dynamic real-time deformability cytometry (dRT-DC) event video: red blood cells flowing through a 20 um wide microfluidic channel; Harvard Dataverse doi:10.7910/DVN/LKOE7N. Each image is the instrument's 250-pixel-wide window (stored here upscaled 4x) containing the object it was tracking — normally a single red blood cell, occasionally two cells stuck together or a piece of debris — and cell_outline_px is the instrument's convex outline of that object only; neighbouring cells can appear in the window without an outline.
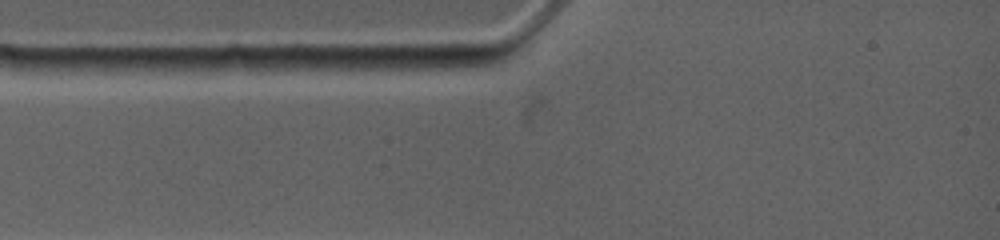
{"species": "common noctule bat (a hibernating species)", "species_latin": "Nyctalus noctula", "temperature_condition": "warm", "stored_images_in_passage": 1, "camera_frame_rate_fps": 4500, "um_per_image_px": 0.085, "animal": {"sex": "female", "body_mass_g": 19.0, "forearm_length_mm": 53.3}, "frame": {"image": 1, "passage_image": 1, "time_ms": 0.0, "image_size_px": [1000, 240], "cell_outline_px": [[252, 68], [232, 72], [168, 76], [148, 68], [144, 64], [148, 60], [232, 56], [248, 56]], "centroid_in_image_um": [16.95, 5.56], "position_along_channel_um": 68.1, "area_um2": 11.39}}